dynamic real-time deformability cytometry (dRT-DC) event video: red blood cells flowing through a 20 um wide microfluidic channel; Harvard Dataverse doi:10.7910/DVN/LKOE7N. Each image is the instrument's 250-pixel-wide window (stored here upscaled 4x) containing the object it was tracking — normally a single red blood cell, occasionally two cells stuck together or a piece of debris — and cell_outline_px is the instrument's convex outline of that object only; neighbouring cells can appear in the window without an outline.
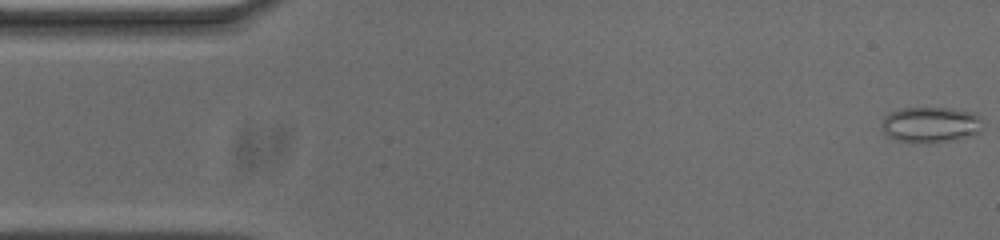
{"species": "common noctule bat (a hibernating species)", "species_latin": "Nyctalus noctula", "temperature_condition": "cold", "stored_images_in_passage": 49, "camera_frame_rate_fps": 3000, "um_per_image_px": 0.085, "animal": {"sex": "male", "body_mass_g": 20.0, "forearm_length_mm": 53.3}, "frame": {"image": 1, "passage_image": 1, "time_ms": 0.0, "image_size_px": [1000, 240], "cell_outline_px": [[980, 132], [956, 140], [924, 144], [912, 144], [896, 140], [888, 136], [884, 132], [884, 116], [900, 108], [948, 108], [972, 112], [980, 116]], "centroid_in_image_um": [79.09, 10.62], "position_along_channel_um": 5.9, "area_um2": 21.1}}
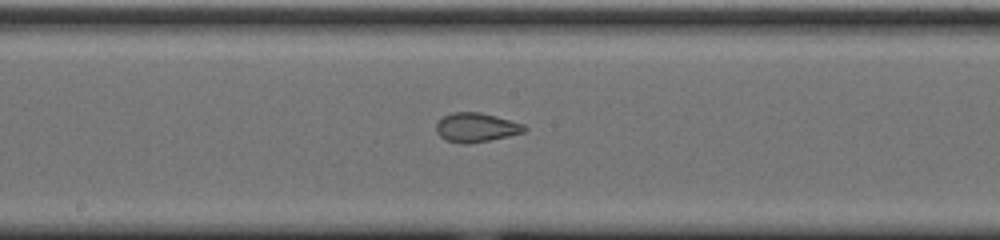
{"frame": {"image": 2, "passage_image": 27, "time_ms": 8.667, "image_size_px": [1000, 240], "cell_outline_px": [[528, 128], [524, 132], [508, 136], [468, 144], [460, 144], [444, 140], [436, 132], [436, 124], [444, 116], [452, 112], [480, 112], [496, 116], [524, 124]], "centroid_in_image_um": [40.46, 10.84], "position_along_channel_um": 207.7, "area_um2": 15.03}}
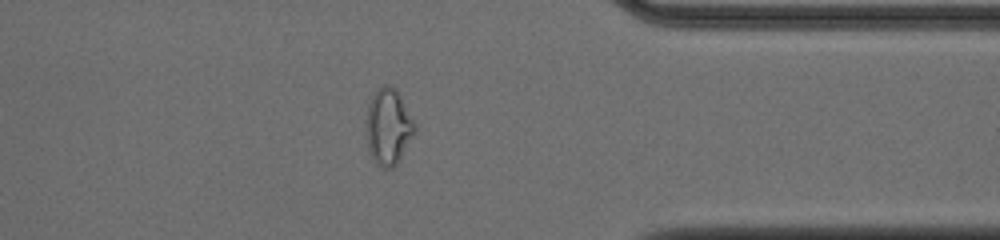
{"frame": {"image": 3, "passage_image": 42, "time_ms": 13.667, "image_size_px": [1000, 240], "cell_outline_px": [[416, 132], [400, 160], [392, 168], [384, 168], [376, 164], [372, 160], [368, 152], [364, 120], [368, 104], [372, 96], [384, 84], [388, 84], [396, 88], [416, 124]], "centroid_in_image_um": [32.99, 10.8], "position_along_channel_um": 378.4, "area_um2": 22.14}, "authors_computed_cell_mechanics": {"area_um2": 17.3978, "velocity_mm_per_s": 3.7076, "shape_relaxation_time_tau1_ms": null, "shape_relaxation_time_tau2_ms": 1.3534, "deformation_change_tau1": null, "deformation_change_tau2": 0.0663}}